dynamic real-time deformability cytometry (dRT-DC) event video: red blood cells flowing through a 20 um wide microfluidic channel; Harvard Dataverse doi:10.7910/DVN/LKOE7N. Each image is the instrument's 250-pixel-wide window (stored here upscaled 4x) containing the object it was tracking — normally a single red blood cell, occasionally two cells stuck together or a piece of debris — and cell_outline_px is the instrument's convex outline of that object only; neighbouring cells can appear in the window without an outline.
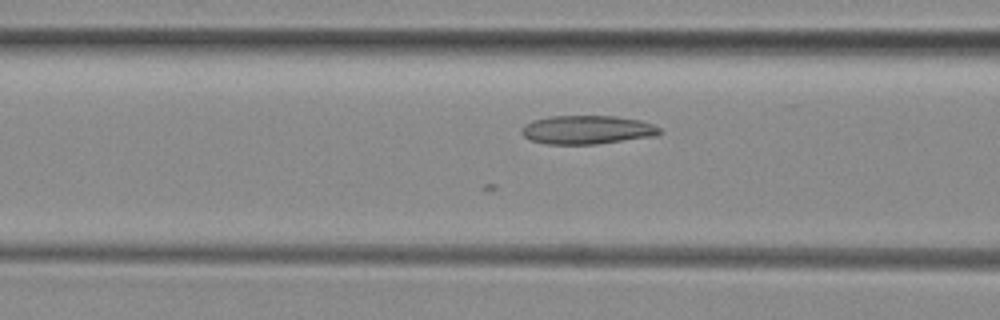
{"species": "common noctule bat (a hibernating species)", "species_latin": "Nyctalus noctula", "temperature_condition": "room temperature", "stored_images_in_passage": 33, "camera_frame_rate_fps": 3000, "um_per_image_px": 0.085, "animal": {"sex": "female", "body_mass_g": 29.2, "forearm_length_mm": 56.3}, "frame": {"image": 1, "passage_image": 6, "time_ms": 1.667, "image_size_px": [1000, 320], "cell_outline_px": [[664, 132], [656, 136], [596, 144], [548, 144], [532, 140], [524, 136], [520, 132], [520, 128], [524, 124], [532, 120], [548, 116], [616, 116], [640, 120], [652, 124], [660, 128]], "centroid_in_image_um": [49.91, 11.03], "position_along_channel_um": 116.7, "area_um2": 23.24}}
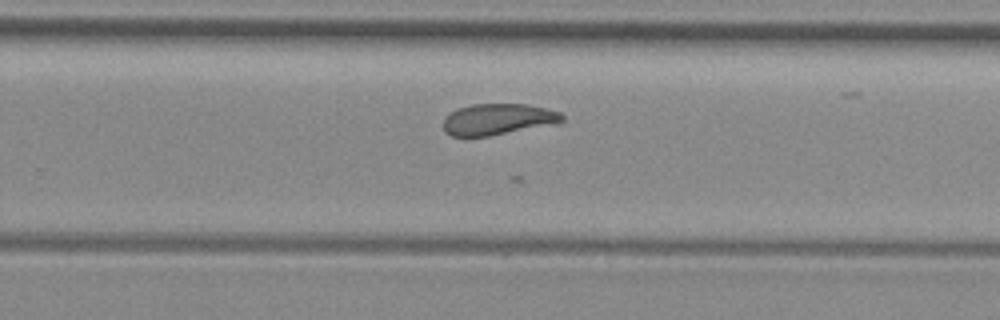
{"frame": {"image": 2, "passage_image": 19, "time_ms": 6.0, "image_size_px": [1000, 320], "cell_outline_px": [[564, 120], [560, 124], [488, 136], [452, 136], [444, 132], [444, 120], [452, 112], [460, 108], [472, 104], [528, 104], [560, 112], [564, 116]], "centroid_in_image_um": [42.4, 10.15], "position_along_channel_um": 287.4, "area_um2": 21.68}}
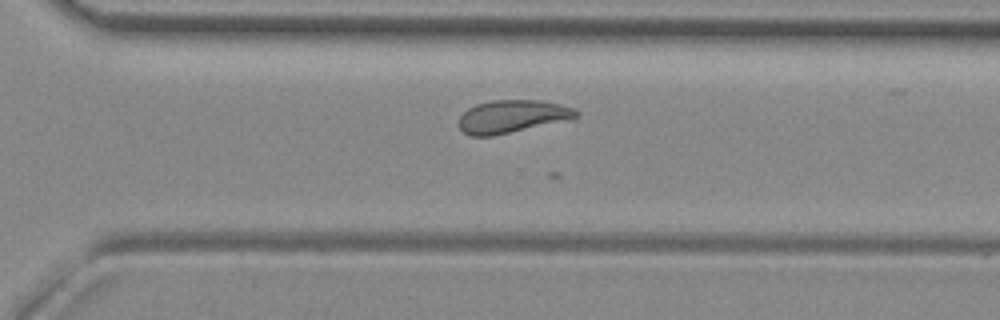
{"frame": {"image": 3, "passage_image": 22, "time_ms": 7.0, "image_size_px": [1000, 320], "cell_outline_px": [[580, 116], [576, 120], [492, 136], [468, 136], [460, 128], [460, 116], [468, 108], [476, 104], [492, 100], [540, 100], [560, 104], [572, 108], [580, 112]], "centroid_in_image_um": [43.63, 9.91], "position_along_channel_um": 327.0, "area_um2": 22.95}}